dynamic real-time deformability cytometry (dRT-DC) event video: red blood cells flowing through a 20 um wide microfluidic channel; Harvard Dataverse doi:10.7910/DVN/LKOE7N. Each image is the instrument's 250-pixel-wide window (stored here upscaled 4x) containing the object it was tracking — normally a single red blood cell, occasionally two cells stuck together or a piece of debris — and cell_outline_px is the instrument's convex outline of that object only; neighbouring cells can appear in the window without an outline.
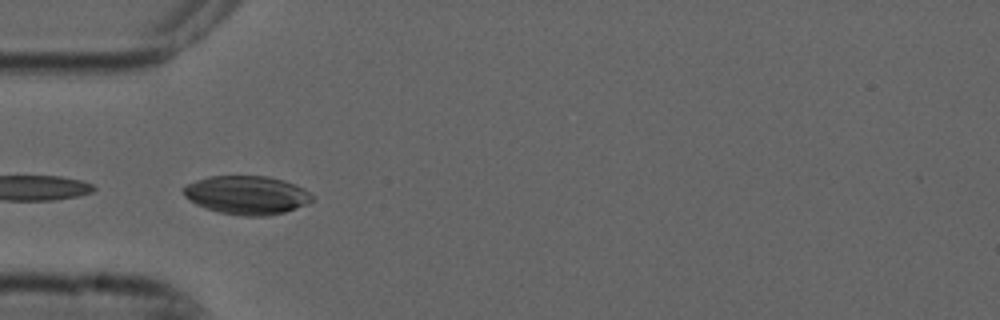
{"species": "common noctule bat (a hibernating species)", "species_latin": "Nyctalus noctula", "temperature_condition": "cold", "stored_images_in_passage": 6, "camera_frame_rate_fps": 3000, "um_per_image_px": 0.085, "animal": {"sex": "male", "forearm_length_mm": 52.5}, "frame": {"image": 1, "passage_image": 5, "time_ms": 1.333, "image_size_px": [1000, 320], "cell_outline_px": [[312, 200], [308, 204], [284, 212], [268, 216], [244, 216], [220, 212], [204, 208], [196, 204], [184, 196], [180, 188], [184, 184], [208, 176], [268, 176], [284, 180], [296, 184], [304, 188], [312, 196]], "centroid_in_image_um": [20.94, 16.57], "position_along_channel_um": 64.1, "area_um2": 29.19}}